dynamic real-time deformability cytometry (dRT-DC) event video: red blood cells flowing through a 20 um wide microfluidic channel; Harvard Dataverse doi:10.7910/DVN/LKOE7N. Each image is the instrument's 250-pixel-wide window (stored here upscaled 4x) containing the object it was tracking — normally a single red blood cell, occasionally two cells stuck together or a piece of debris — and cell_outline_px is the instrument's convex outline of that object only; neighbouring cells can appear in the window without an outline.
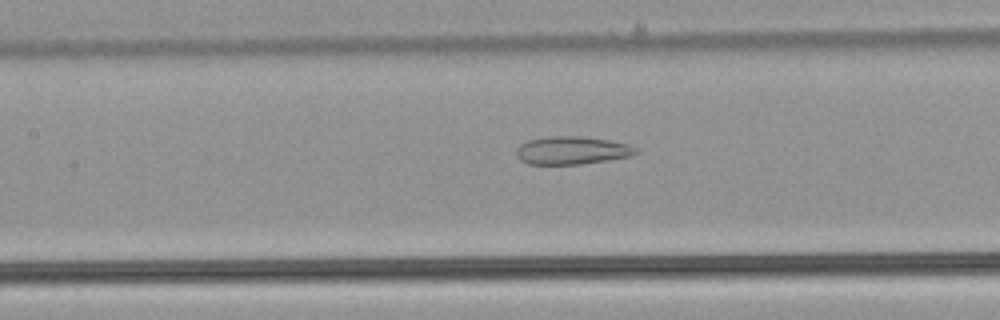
{"species": "common noctule bat (a hibernating species)", "species_latin": "Nyctalus noctula", "temperature_condition": "warm", "stored_images_in_passage": 36, "camera_frame_rate_fps": 3000, "um_per_image_px": 0.085, "animal": {"sex": "male", "body_mass_g": 21.5, "forearm_length_mm": 52.0}, "frame": {"image": 1, "passage_image": 8, "time_ms": 2.333, "image_size_px": [1000, 320], "cell_outline_px": [[640, 152], [632, 156], [608, 160], [580, 164], [528, 164], [520, 160], [516, 156], [516, 148], [520, 144], [528, 140], [552, 136], [580, 136], [608, 140], [628, 144], [636, 148]], "centroid_in_image_um": [48.61, 12.79], "position_along_channel_um": 158.8, "area_um2": 19.54}}
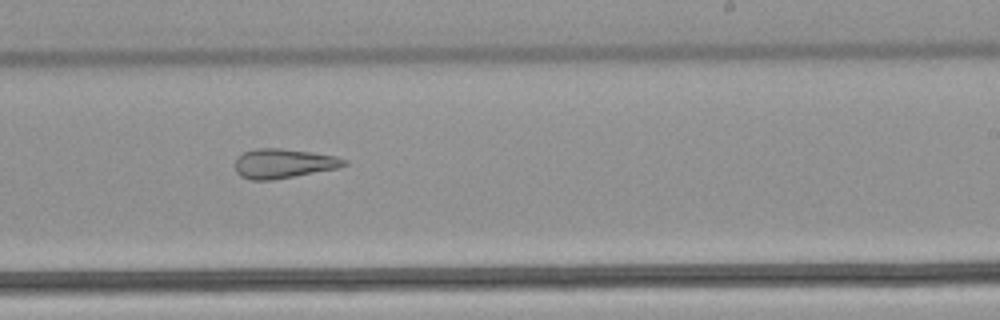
{"frame": {"image": 2, "passage_image": 16, "time_ms": 5.0, "image_size_px": [1000, 320], "cell_outline_px": [[348, 164], [340, 168], [272, 180], [252, 180], [240, 176], [236, 172], [236, 156], [244, 152], [256, 148], [280, 148], [312, 152], [336, 156], [348, 160]], "centroid_in_image_um": [24.12, 13.89], "position_along_channel_um": 264.9, "area_um2": 18.9}}
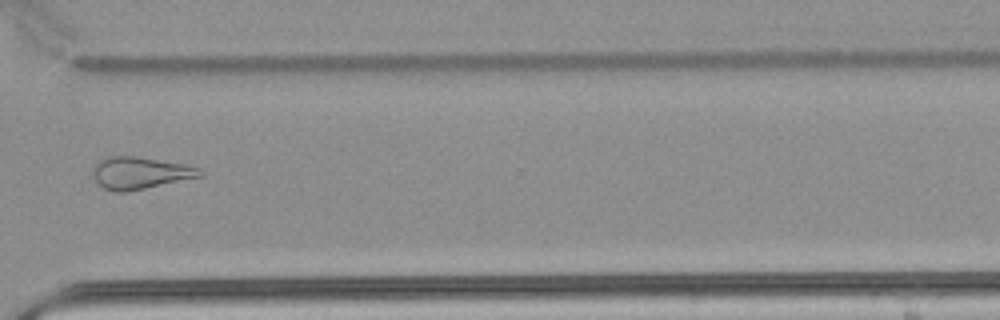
{"frame": {"image": 3, "passage_image": 23, "time_ms": 7.333, "image_size_px": [1000, 320], "cell_outline_px": [[204, 176], [124, 192], [116, 192], [104, 188], [92, 176], [92, 168], [104, 156], [136, 156], [184, 164], [200, 168], [204, 172]], "centroid_in_image_um": [11.91, 14.69], "position_along_channel_um": 358.7, "area_um2": 20.0}, "authors_computed_cell_mechanics": {"area_um2": 20.4612, "velocity_mm_per_s": 3.998, "shape_relaxation_time_tau1_ms": null, "shape_relaxation_time_tau2_ms": 3.0963, "deformation_change_tau1": null, "deformation_change_tau2": 0.1447}}